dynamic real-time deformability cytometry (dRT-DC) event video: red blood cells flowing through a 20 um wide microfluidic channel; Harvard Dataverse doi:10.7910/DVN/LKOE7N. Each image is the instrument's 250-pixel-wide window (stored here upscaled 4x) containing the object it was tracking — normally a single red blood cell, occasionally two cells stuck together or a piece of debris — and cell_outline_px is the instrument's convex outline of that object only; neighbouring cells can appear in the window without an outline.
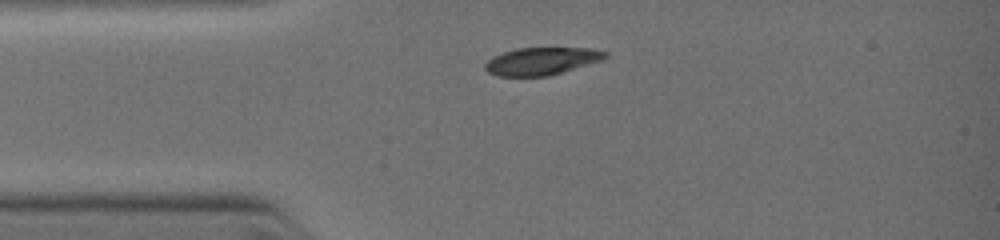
{"species": "common noctule bat (a hibernating species)", "species_latin": "Nyctalus noctula", "temperature_condition": "warm", "stored_images_in_passage": 5, "camera_frame_rate_fps": 3000, "um_per_image_px": 0.085, "animal": {"sex": "female", "body_mass_g": 19.0, "forearm_length_mm": 51.5}, "frame": {"image": 1, "passage_image": 1, "time_ms": 0.0, "image_size_px": [1000, 240], "cell_outline_px": [[608, 56], [600, 60], [548, 76], [496, 76], [488, 72], [484, 68], [484, 64], [492, 56], [516, 48], [596, 48], [608, 52]], "centroid_in_image_um": [46.0, 5.19], "position_along_channel_um": 39.0, "area_um2": 19.19}}
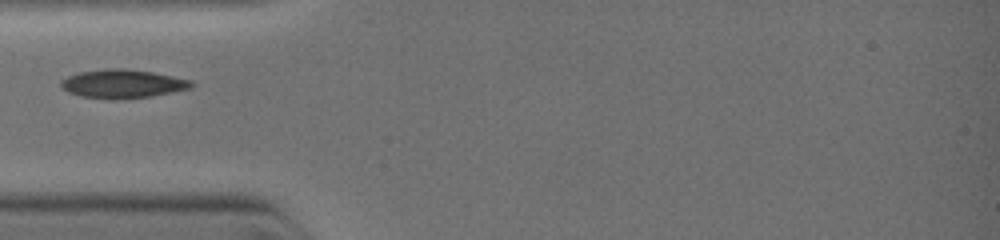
{"frame": {"image": 2, "passage_image": 3, "time_ms": 1.0, "image_size_px": [1000, 240], "cell_outline_px": [[196, 84], [192, 88], [152, 96], [80, 96], [68, 92], [60, 88], [60, 80], [68, 76], [80, 72], [112, 68], [120, 68], [152, 72], [192, 80]], "centroid_in_image_um": [10.45, 7.08], "position_along_channel_um": 74.5, "area_um2": 20.81}}
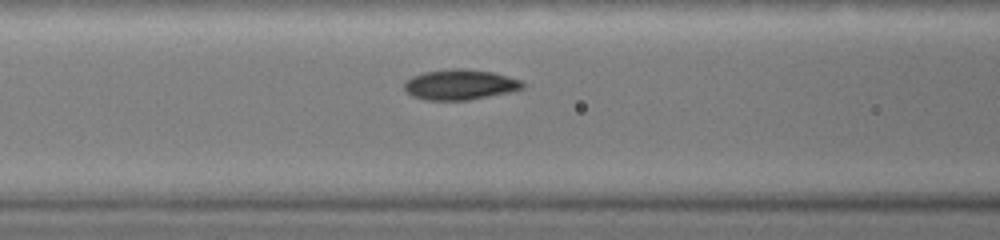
{"frame": {"image": 3, "passage_image": 5, "time_ms": 2.0, "image_size_px": [1000, 240], "cell_outline_px": [[524, 88], [512, 92], [468, 100], [428, 100], [412, 96], [404, 92], [404, 84], [412, 76], [424, 72], [452, 68], [460, 68], [492, 72], [508, 76], [520, 80], [524, 84]], "centroid_in_image_um": [39.1, 7.2], "position_along_channel_um": 127.5, "area_um2": 20.98}}